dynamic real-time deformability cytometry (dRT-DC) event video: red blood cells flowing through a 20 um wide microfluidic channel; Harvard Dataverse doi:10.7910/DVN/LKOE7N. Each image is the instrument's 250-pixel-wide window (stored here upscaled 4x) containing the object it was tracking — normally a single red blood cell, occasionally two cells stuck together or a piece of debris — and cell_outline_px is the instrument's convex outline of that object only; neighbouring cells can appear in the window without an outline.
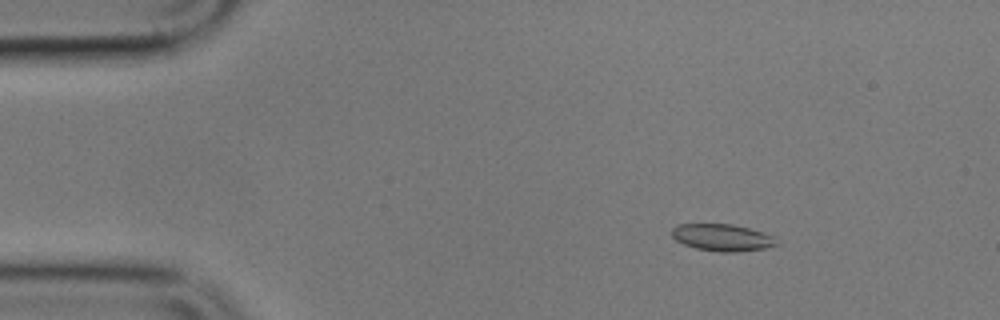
{"species": "common noctule bat (a hibernating species)", "species_latin": "Nyctalus noctula", "temperature_condition": "cold", "stored_images_in_passage": 6, "camera_frame_rate_fps": 3000, "um_per_image_px": 0.085, "animal": {"sex": "male", "body_mass_g": 17.9}, "frame": {"image": 1, "passage_image": 3, "time_ms": 2.333, "image_size_px": [1000, 320], "cell_outline_px": [[780, 244], [764, 248], [736, 252], [720, 252], [696, 248], [684, 244], [676, 240], [672, 236], [672, 228], [676, 224], [732, 224], [764, 232], [776, 236]], "centroid_in_image_um": [61.43, 20.18], "position_along_channel_um": 23.6, "area_um2": 16.59}}
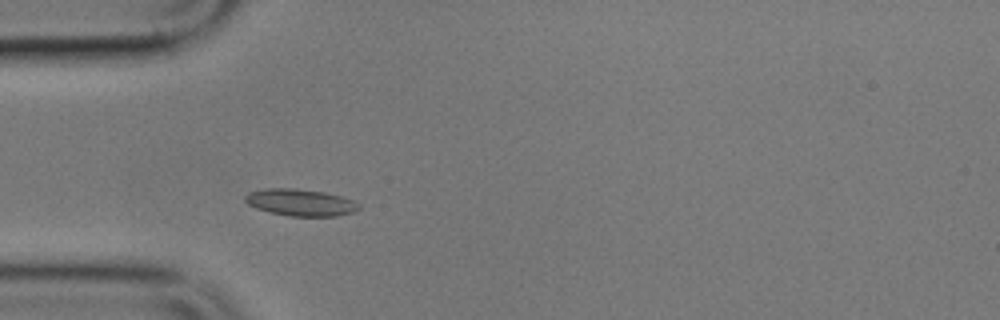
{"frame": {"image": 2, "passage_image": 5, "time_ms": 5.333, "image_size_px": [1000, 320], "cell_outline_px": [[360, 208], [352, 212], [336, 216], [288, 216], [268, 212], [256, 208], [248, 204], [244, 200], [244, 196], [248, 192], [264, 188], [296, 188], [324, 192], [340, 196], [352, 200], [360, 204]], "centroid_in_image_um": [25.5, 17.2], "position_along_channel_um": 59.5, "area_um2": 17.92}}
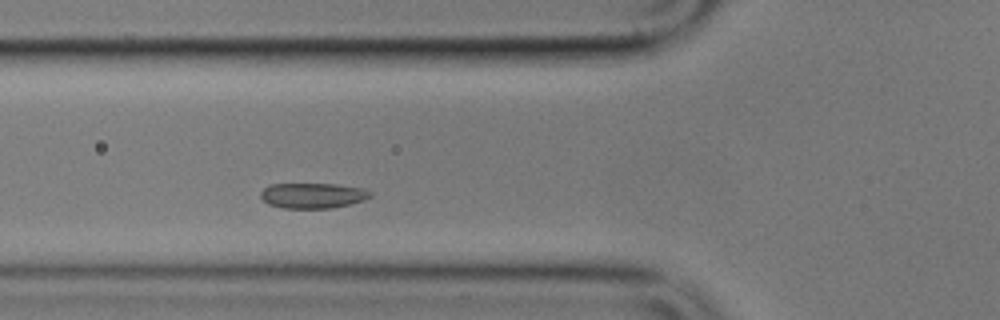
{"frame": {"image": 3, "passage_image": 6, "time_ms": 6.667, "image_size_px": [1000, 320], "cell_outline_px": [[372, 196], [364, 200], [332, 208], [284, 208], [268, 204], [260, 196], [260, 192], [268, 184], [336, 184], [364, 188], [372, 192]], "centroid_in_image_um": [26.59, 16.61], "position_along_channel_um": 99.2, "area_um2": 16.24}}